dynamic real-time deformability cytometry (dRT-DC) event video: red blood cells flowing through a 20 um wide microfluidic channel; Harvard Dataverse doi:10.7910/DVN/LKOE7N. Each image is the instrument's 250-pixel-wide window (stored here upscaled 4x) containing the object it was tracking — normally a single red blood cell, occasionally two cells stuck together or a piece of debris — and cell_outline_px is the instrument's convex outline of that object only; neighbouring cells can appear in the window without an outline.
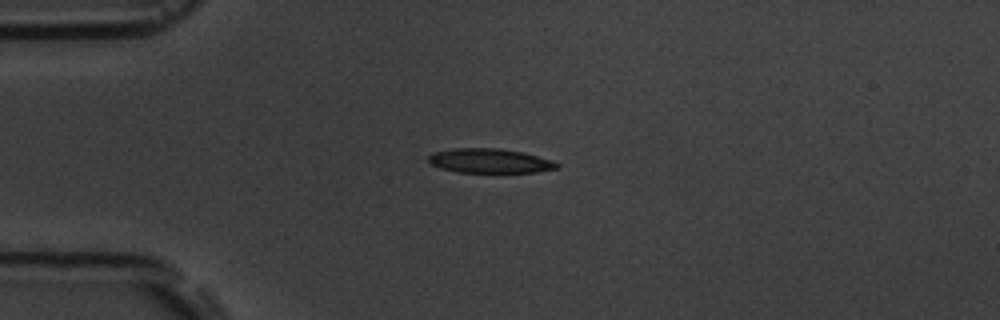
{"species": "common noctule bat (a hibernating species)", "species_latin": "Nyctalus noctula", "temperature_condition": "room temperature", "stored_images_in_passage": 4, "camera_frame_rate_fps": 3000, "um_per_image_px": 0.085, "animal": {"sex": "male", "body_mass_g": 19.5, "forearm_length_mm": 54.6}, "frame": {"image": 1, "passage_image": 2, "time_ms": 1.333, "image_size_px": [1000, 320], "cell_outline_px": [[560, 168], [536, 172], [456, 172], [440, 168], [428, 164], [428, 156], [432, 152], [456, 148], [500, 148], [520, 152], [552, 160], [560, 164]], "centroid_in_image_um": [41.59, 13.67], "position_along_channel_um": 43.4, "area_um2": 18.32}}
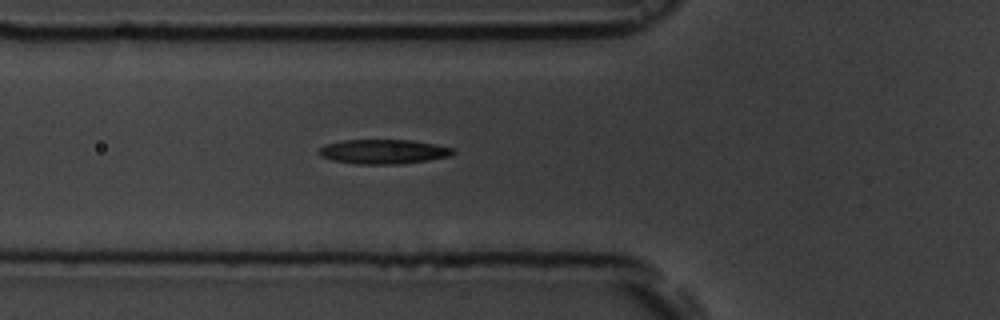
{"frame": {"image": 2, "passage_image": 4, "time_ms": 3.333, "image_size_px": [1000, 320], "cell_outline_px": [[456, 152], [452, 156], [428, 160], [400, 164], [356, 164], [332, 160], [320, 156], [316, 152], [324, 144], [344, 140], [412, 140], [436, 144], [456, 148]], "centroid_in_image_um": [32.62, 12.89], "position_along_channel_um": 93.2, "area_um2": 19.42}}